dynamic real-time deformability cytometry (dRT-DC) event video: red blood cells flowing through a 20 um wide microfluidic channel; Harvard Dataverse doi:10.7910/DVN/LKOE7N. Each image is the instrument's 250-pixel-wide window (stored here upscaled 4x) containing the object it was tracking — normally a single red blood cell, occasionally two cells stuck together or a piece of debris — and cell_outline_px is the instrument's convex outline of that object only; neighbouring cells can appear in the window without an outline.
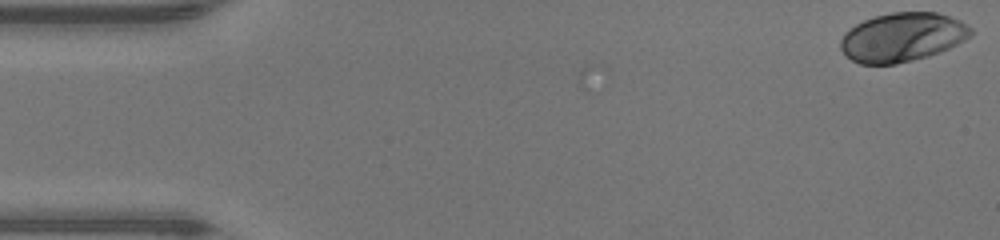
{"species": "human", "species_latin": "Homo sapiens", "temperature_condition": "warm", "stored_images_in_passage": 6, "camera_frame_rate_fps": 3000, "um_per_image_px": 0.085, "donor": {"sex": "male"}, "frame": {"image": 1, "passage_image": 1, "time_ms": 0.0, "image_size_px": [1000, 240], "cell_outline_px": [[972, 32], [964, 40], [948, 48], [928, 56], [896, 64], [860, 64], [852, 60], [840, 48], [840, 40], [844, 32], [856, 24], [864, 20], [876, 16], [892, 12], [936, 12], [960, 20], [972, 28]], "centroid_in_image_um": [76.67, 3.16], "position_along_channel_um": 8.3, "area_um2": 36.88}}